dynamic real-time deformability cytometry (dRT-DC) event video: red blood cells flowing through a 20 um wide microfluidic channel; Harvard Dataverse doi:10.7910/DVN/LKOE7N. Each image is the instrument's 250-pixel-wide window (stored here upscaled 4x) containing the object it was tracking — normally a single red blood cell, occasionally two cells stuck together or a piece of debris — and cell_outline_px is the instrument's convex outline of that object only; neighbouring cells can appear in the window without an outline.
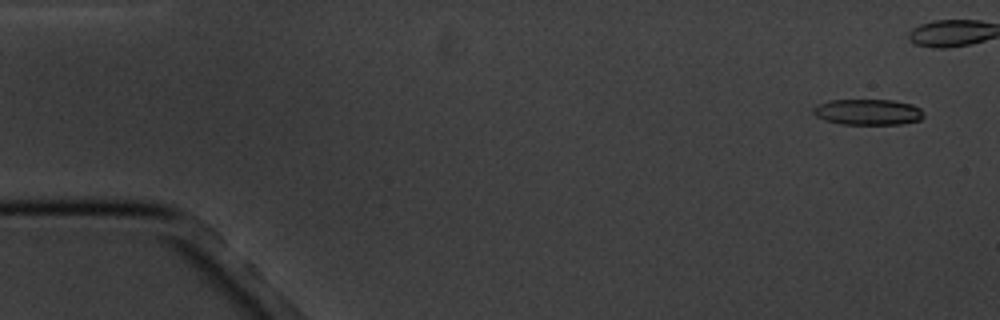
{"species": "common noctule bat (a hibernating species)", "species_latin": "Nyctalus noctula", "temperature_condition": "cold", "stored_images_in_passage": 8, "camera_frame_rate_fps": 3000, "um_per_image_px": 0.085, "animal": {"sex": "male", "body_mass_g": 20.1, "forearm_length_mm": 53.5}, "frame": {"image": 1, "passage_image": 1, "time_ms": 0.0, "image_size_px": [1000, 320], "cell_outline_px": [[924, 116], [920, 120], [900, 124], [840, 124], [824, 120], [816, 116], [812, 112], [812, 108], [816, 104], [828, 100], [892, 100], [912, 104], [920, 108]], "centroid_in_image_um": [73.73, 9.52], "position_along_channel_um": 11.3, "area_um2": 16.76}}
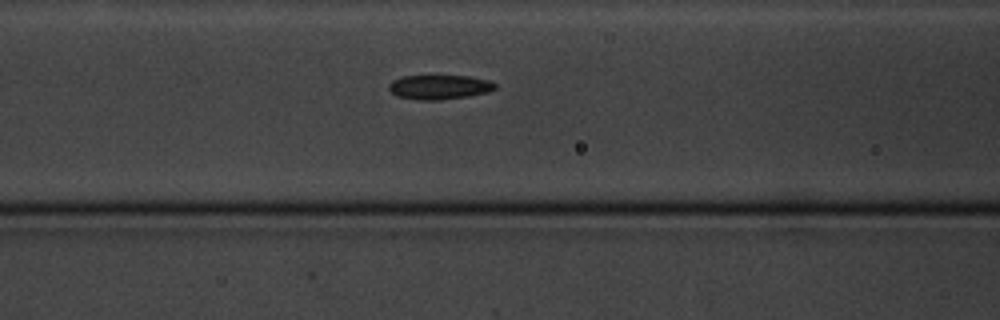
{"frame": {"image": 2, "passage_image": 8, "time_ms": 8.0, "image_size_px": [1000, 320], "cell_outline_px": [[496, 88], [488, 92], [468, 96], [440, 100], [420, 100], [396, 96], [388, 88], [388, 84], [392, 80], [404, 76], [472, 76], [488, 80], [496, 84]], "centroid_in_image_um": [37.34, 7.4], "position_along_channel_um": 129.3, "area_um2": 15.14}}